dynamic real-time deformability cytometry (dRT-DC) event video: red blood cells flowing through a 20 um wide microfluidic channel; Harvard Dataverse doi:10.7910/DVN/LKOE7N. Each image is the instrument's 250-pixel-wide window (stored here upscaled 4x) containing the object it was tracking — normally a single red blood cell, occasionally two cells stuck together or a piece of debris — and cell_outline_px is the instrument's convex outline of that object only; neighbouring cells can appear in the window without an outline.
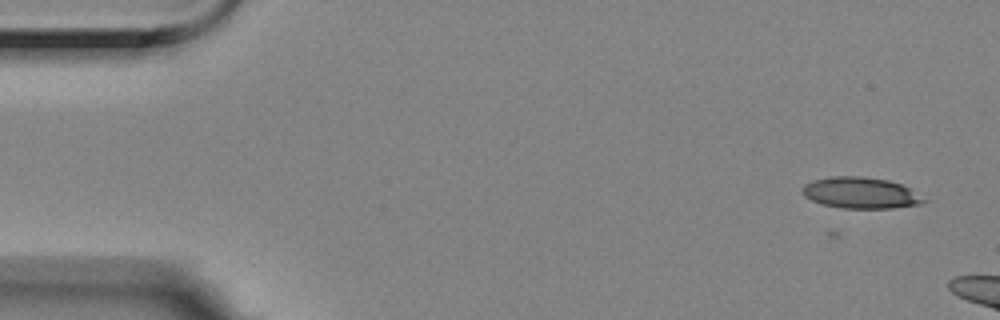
{"species": "Egyptian fruit bat (a non-hibernating species)", "species_latin": "Rousettus aegyptiacus", "temperature_condition": "room temperature", "stored_images_in_passage": 3, "camera_frame_rate_fps": 3000, "um_per_image_px": 0.085, "animal": {"sex": "female"}, "frame": {"image": 1, "passage_image": 3, "time_ms": 0.667, "image_size_px": [1000, 320], "cell_outline_px": [[928, 200], [920, 204], [892, 208], [840, 208], [820, 204], [804, 196], [800, 192], [800, 188], [804, 184], [812, 180], [832, 176], [860, 176], [888, 180], [900, 184], [908, 188]], "centroid_in_image_um": [73.09, 16.39], "position_along_channel_um": 11.9, "area_um2": 22.2}}